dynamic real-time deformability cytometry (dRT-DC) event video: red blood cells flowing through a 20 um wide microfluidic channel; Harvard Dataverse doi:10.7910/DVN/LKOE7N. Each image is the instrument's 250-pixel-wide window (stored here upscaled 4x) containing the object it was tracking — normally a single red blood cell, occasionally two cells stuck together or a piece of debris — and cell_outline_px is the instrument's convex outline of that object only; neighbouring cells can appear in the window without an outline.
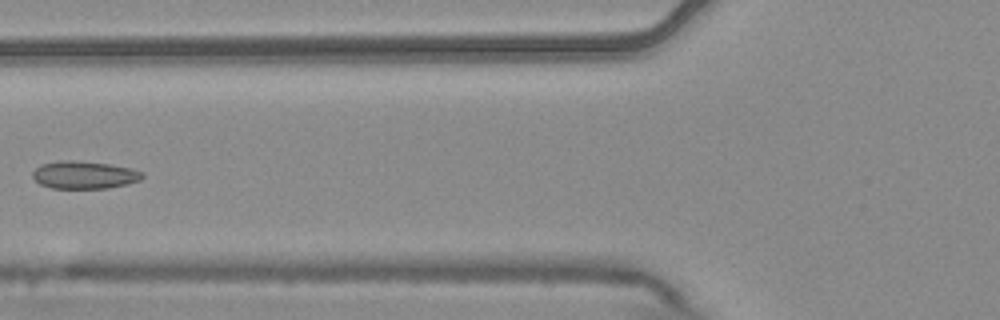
{"species": "common noctule bat (a hibernating species)", "species_latin": "Nyctalus noctula", "temperature_condition": "warm", "stored_images_in_passage": 7, "camera_frame_rate_fps": 3000, "um_per_image_px": 0.085, "animal": {"sex": "male", "body_mass_g": 20.4}, "frame": {"image": 1, "passage_image": 6, "time_ms": 1.667, "image_size_px": [1000, 320], "cell_outline_px": [[144, 176], [140, 180], [128, 184], [108, 188], [52, 188], [40, 184], [32, 176], [32, 172], [40, 164], [60, 160], [64, 160], [108, 164], [128, 168], [144, 172]], "centroid_in_image_um": [7.15, 14.87], "position_along_channel_um": 118.6, "area_um2": 17.51}}
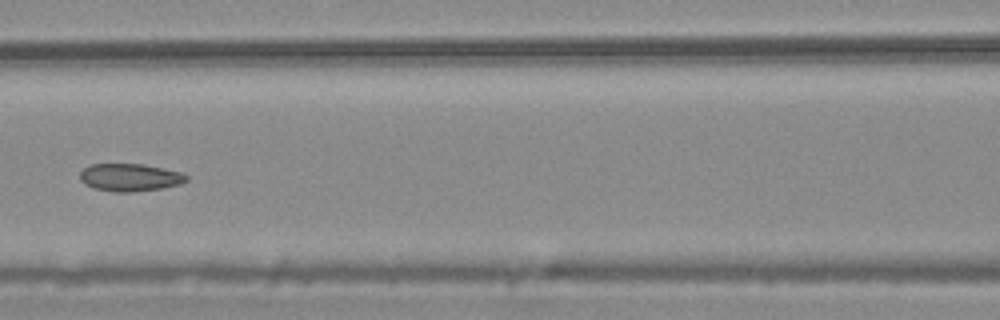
{"frame": {"image": 2, "passage_image": 7, "time_ms": 2.0, "image_size_px": [1000, 320], "cell_outline_px": [[188, 180], [180, 184], [160, 188], [132, 192], [112, 192], [96, 188], [84, 184], [80, 180], [80, 172], [84, 168], [92, 164], [144, 164], [164, 168], [180, 172], [188, 176]], "centroid_in_image_um": [11.04, 15.07], "position_along_channel_um": 155.6, "area_um2": 17.11}}